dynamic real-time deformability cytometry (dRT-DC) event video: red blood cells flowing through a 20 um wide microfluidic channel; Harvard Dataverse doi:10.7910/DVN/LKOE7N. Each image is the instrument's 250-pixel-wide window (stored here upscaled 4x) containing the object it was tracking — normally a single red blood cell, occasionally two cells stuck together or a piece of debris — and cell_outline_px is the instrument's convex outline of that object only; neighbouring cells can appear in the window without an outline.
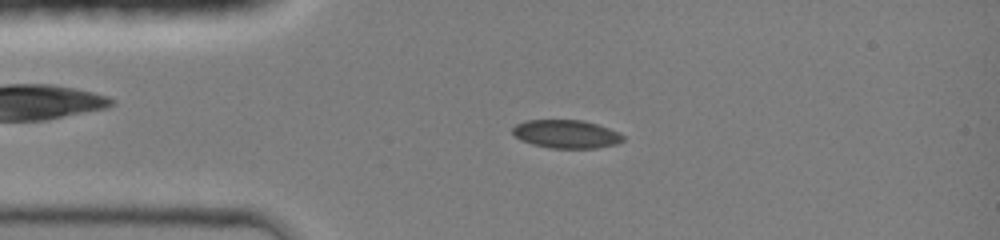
{"species": "common noctule bat (a hibernating species)", "species_latin": "Nyctalus noctula", "temperature_condition": "room temperature", "stored_images_in_passage": 44, "camera_frame_rate_fps": 3000, "um_per_image_px": 0.085, "animal": {"sex": "female", "body_mass_g": 19.0, "forearm_length_mm": 51.5}, "frame": {"image": 1, "passage_image": 9, "time_ms": 2.667, "image_size_px": [1000, 240], "cell_outline_px": [[624, 140], [616, 144], [596, 148], [552, 148], [532, 144], [520, 140], [512, 132], [512, 128], [516, 124], [524, 120], [584, 120], [620, 132], [624, 136]], "centroid_in_image_um": [48.13, 11.39], "position_along_channel_um": 36.9, "area_um2": 18.26}}
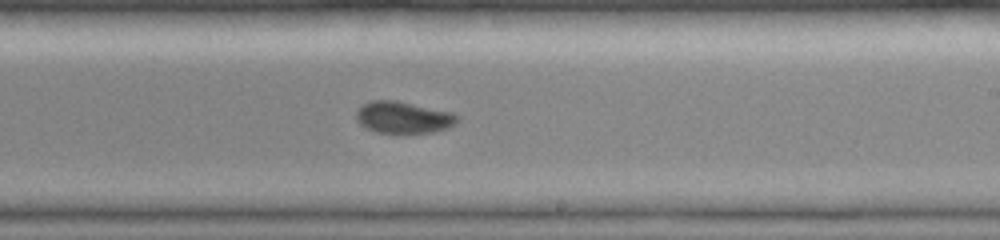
{"frame": {"image": 2, "passage_image": 26, "time_ms": 8.333, "image_size_px": [1000, 240], "cell_outline_px": [[460, 120], [456, 124], [448, 128], [436, 132], [400, 136], [376, 132], [360, 124], [356, 120], [356, 112], [364, 104], [372, 100], [396, 100], [452, 112], [460, 116]], "centroid_in_image_um": [34.34, 10.03], "position_along_channel_um": 254.7, "area_um2": 19.54}}
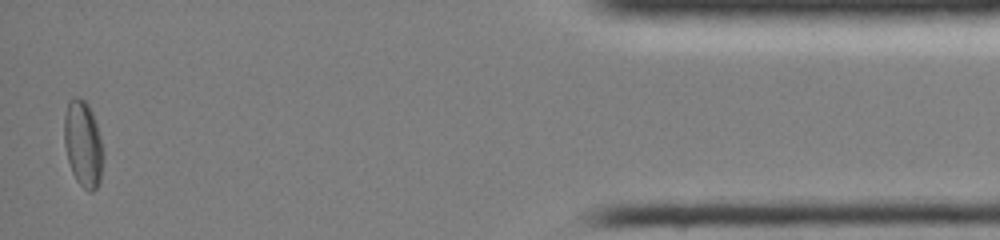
{"frame": {"image": 3, "passage_image": 43, "time_ms": 14.0, "image_size_px": [1000, 240], "cell_outline_px": [[104, 160], [100, 180], [96, 188], [92, 192], [88, 192], [76, 180], [72, 172], [68, 160], [64, 144], [64, 116], [68, 100], [72, 96], [80, 96], [88, 104], [92, 112], [100, 136], [104, 152]], "centroid_in_image_um": [7.06, 12.21], "position_along_channel_um": 428.1, "area_um2": 19.94}, "authors_computed_cell_mechanics": {"area_um2": 18.8428, "velocity_mm_per_s": 4.2578, "shape_relaxation_time_tau1_ms": null, "shape_relaxation_time_tau2_ms": 3.6057, "deformation_change_tau1": null, "deformation_change_tau2": 0.0501}}